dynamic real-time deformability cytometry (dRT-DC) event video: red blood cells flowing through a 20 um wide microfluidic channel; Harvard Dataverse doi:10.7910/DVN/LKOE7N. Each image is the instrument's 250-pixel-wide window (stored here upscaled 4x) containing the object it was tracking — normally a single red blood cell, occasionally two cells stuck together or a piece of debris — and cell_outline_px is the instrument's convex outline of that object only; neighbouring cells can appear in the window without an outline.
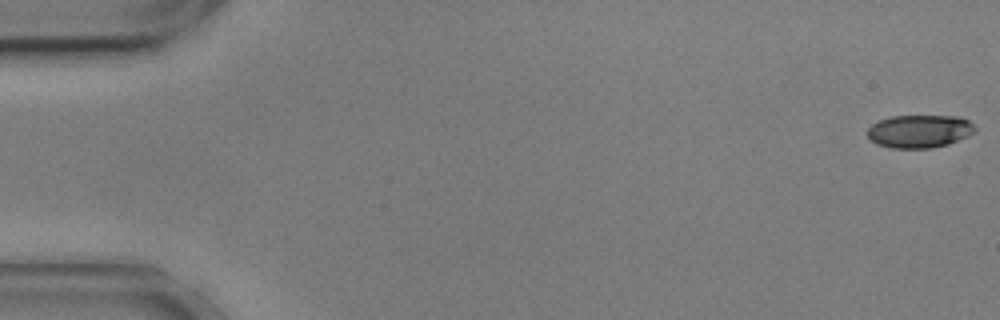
{"species": "common noctule bat (a hibernating species)", "species_latin": "Nyctalus noctula", "temperature_condition": "cold", "stored_images_in_passage": 56, "camera_frame_rate_fps": 3000, "um_per_image_px": 0.085, "animal": {"sex": "male", "body_mass_g": 17.9, "forearm_length_mm": 54.2}, "frame": {"image": 1, "passage_image": 1, "time_ms": 0.0, "image_size_px": [1000, 320], "cell_outline_px": [[976, 132], [968, 136], [948, 144], [932, 148], [892, 148], [876, 144], [868, 136], [868, 128], [872, 124], [880, 120], [892, 116], [960, 116], [968, 120], [976, 128]], "centroid_in_image_um": [78.18, 11.16], "position_along_channel_um": 6.8, "area_um2": 20.69}}
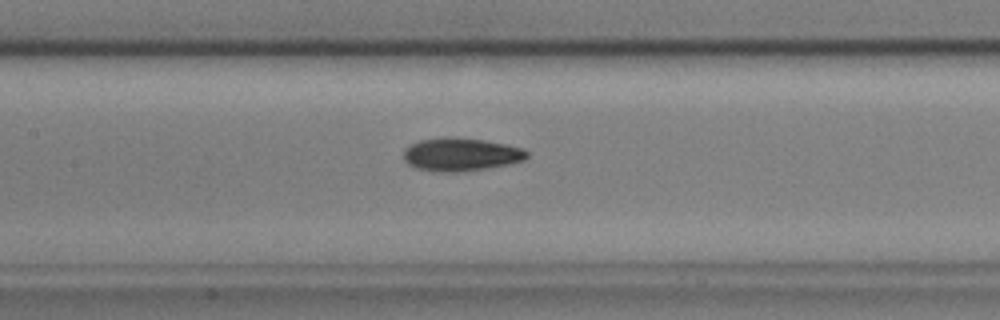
{"frame": {"image": 2, "passage_image": 26, "time_ms": 8.333, "image_size_px": [1000, 320], "cell_outline_px": [[528, 156], [524, 160], [512, 164], [488, 168], [456, 172], [432, 172], [416, 168], [408, 164], [404, 160], [404, 148], [420, 140], [444, 136], [452, 136], [484, 140], [524, 148], [528, 152]], "centroid_in_image_um": [39.17, 13.13], "position_along_channel_um": 168.2, "area_um2": 24.16}}
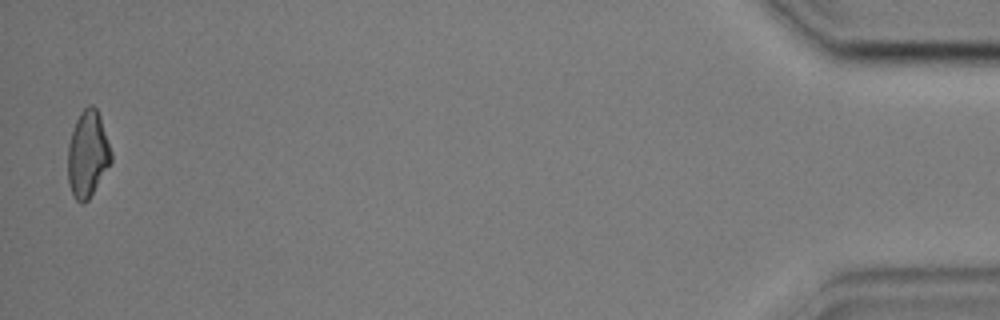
{"frame": {"image": 3, "passage_image": 55, "time_ms": 18.0, "image_size_px": [1000, 320], "cell_outline_px": [[112, 160], [88, 200], [84, 204], [80, 204], [72, 196], [68, 184], [68, 144], [76, 120], [80, 112], [88, 104], [92, 104], [96, 108], [100, 116], [112, 152]], "centroid_in_image_um": [7.44, 13.11], "position_along_channel_um": 427.8, "area_um2": 21.85}, "authors_computed_cell_mechanics": {"area_um2": 22.1374, "velocity_mm_per_s": 3.6091, "shape_relaxation_time_tau1_ms": 4.3795, "shape_relaxation_time_tau2_ms": 4.9654, "deformation_change_tau1": 0.14, "deformation_change_tau2": 0.1188}}